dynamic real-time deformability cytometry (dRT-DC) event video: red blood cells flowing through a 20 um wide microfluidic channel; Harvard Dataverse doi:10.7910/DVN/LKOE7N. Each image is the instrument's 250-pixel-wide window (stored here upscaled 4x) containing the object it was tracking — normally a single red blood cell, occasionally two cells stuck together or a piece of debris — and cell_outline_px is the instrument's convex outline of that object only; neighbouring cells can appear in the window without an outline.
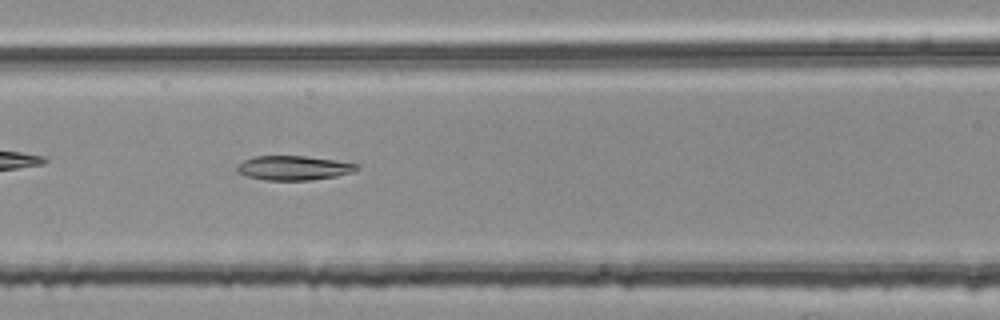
{"species": "common noctule bat (a hibernating species)", "species_latin": "Nyctalus noctula", "temperature_condition": "room temperature", "stored_images_in_passage": 32, "camera_frame_rate_fps": 3000, "um_per_image_px": 0.085, "animal": {"sex": "female", "body_mass_g": 25.1}, "frame": {"image": 1, "passage_image": 8, "time_ms": 2.333, "image_size_px": [1000, 320], "cell_outline_px": [[360, 168], [352, 172], [336, 176], [312, 180], [264, 180], [248, 176], [236, 172], [236, 164], [244, 160], [256, 156], [304, 156], [336, 160], [356, 164]], "centroid_in_image_um": [24.93, 14.27], "position_along_channel_um": 141.7, "area_um2": 16.99}}
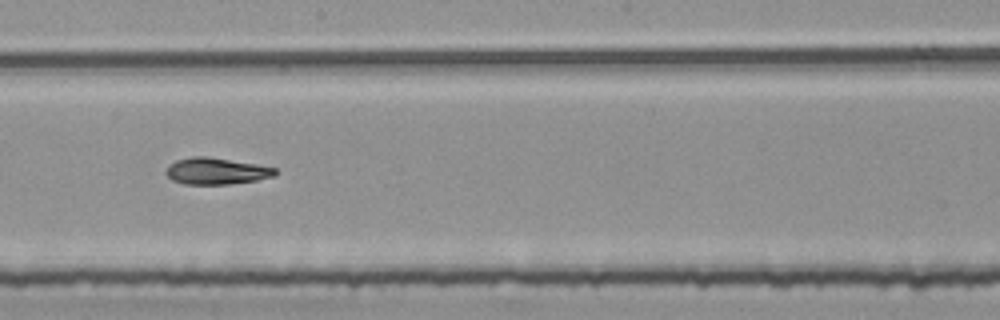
{"frame": {"image": 2, "passage_image": 15, "time_ms": 4.667, "image_size_px": [1000, 320], "cell_outline_px": [[276, 176], [256, 180], [228, 184], [184, 184], [172, 180], [164, 172], [168, 164], [176, 160], [192, 156], [208, 156], [256, 164], [276, 168]], "centroid_in_image_um": [18.35, 14.53], "position_along_channel_um": 229.9, "area_um2": 16.99}}
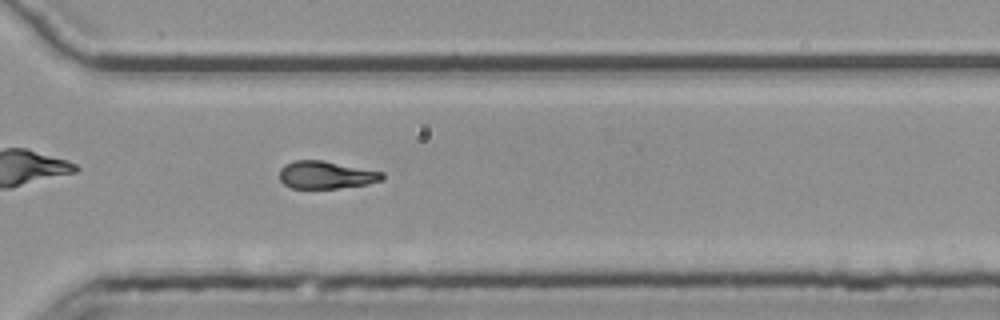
{"frame": {"image": 3, "passage_image": 24, "time_ms": 7.667, "image_size_px": [1000, 320], "cell_outline_px": [[384, 180], [368, 184], [336, 188], [292, 188], [284, 184], [280, 180], [280, 168], [284, 164], [292, 160], [324, 160], [384, 172]], "centroid_in_image_um": [27.72, 14.85], "position_along_channel_um": 342.9, "area_um2": 16.7}, "authors_computed_cell_mechanics": {"area_um2": 16.9354, "velocity_mm_per_s": 3.7816, "shape_relaxation_time_tau1_ms": 5.0751, "shape_relaxation_time_tau2_ms": null, "deformation_change_tau1": 0.1504, "deformation_change_tau2": null}}